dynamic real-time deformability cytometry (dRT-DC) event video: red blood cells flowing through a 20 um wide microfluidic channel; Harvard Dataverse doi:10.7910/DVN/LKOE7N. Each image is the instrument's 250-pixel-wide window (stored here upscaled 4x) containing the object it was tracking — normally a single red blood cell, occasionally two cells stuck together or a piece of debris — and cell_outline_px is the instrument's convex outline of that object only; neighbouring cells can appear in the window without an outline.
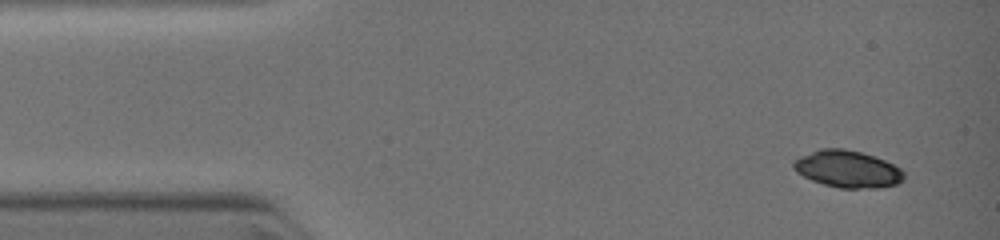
{"species": "common noctule bat (a hibernating species)", "species_latin": "Nyctalus noctula", "temperature_condition": "warm", "stored_images_in_passage": 4, "camera_frame_rate_fps": 3000, "um_per_image_px": 0.085, "animal": {"sex": "female", "body_mass_g": 19.0, "forearm_length_mm": 51.5}, "frame": {"image": 1, "passage_image": 1, "time_ms": 0.0, "image_size_px": [1000, 240], "cell_outline_px": [[904, 180], [896, 184], [876, 188], [840, 188], [824, 184], [812, 180], [796, 172], [792, 168], [792, 160], [800, 156], [820, 148], [844, 148], [860, 152], [884, 160], [900, 168], [904, 172]], "centroid_in_image_um": [72.01, 14.36], "position_along_channel_um": 13.0, "area_um2": 23.81}}
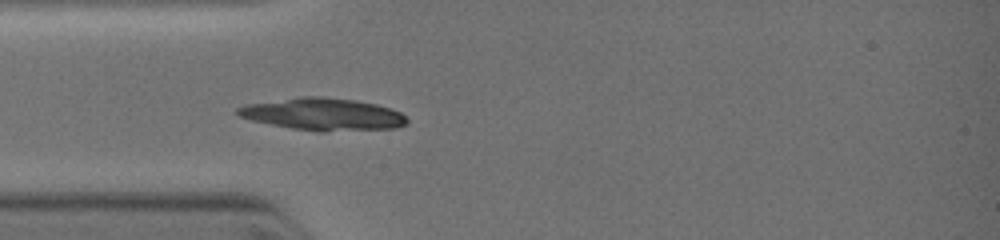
{"frame": {"image": 2, "passage_image": 4, "time_ms": 2.667, "image_size_px": [1000, 240], "cell_outline_px": [[408, 124], [396, 128], [324, 132], [316, 132], [292, 128], [252, 120], [240, 116], [236, 112], [236, 108], [248, 104], [300, 96], [320, 96], [356, 100], [376, 104], [400, 112], [408, 120]], "centroid_in_image_um": [27.48, 9.71], "position_along_channel_um": 57.5, "area_um2": 31.79}}